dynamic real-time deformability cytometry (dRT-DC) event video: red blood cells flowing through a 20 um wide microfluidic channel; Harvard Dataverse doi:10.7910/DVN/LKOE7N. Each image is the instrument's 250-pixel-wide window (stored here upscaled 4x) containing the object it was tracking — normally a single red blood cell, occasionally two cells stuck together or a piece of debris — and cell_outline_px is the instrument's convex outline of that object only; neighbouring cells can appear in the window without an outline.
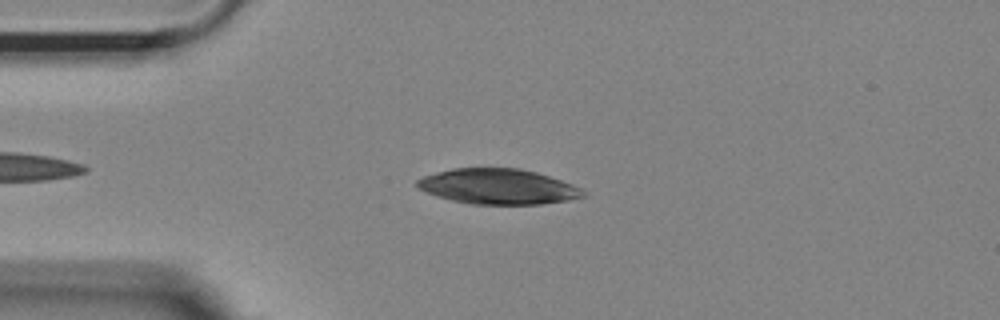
{"species": "Egyptian fruit bat (a non-hibernating species)", "species_latin": "Rousettus aegyptiacus", "temperature_condition": "room temperature", "stored_images_in_passage": 45, "camera_frame_rate_fps": 3000, "um_per_image_px": 0.085, "animal": {"sex": "female"}, "frame": {"image": 1, "passage_image": 8, "time_ms": 2.333, "image_size_px": [1000, 320], "cell_outline_px": [[588, 196], [568, 200], [540, 204], [472, 204], [452, 200], [436, 196], [420, 188], [416, 184], [416, 180], [424, 176], [436, 172], [452, 168], [520, 168], [536, 172], [572, 184], [588, 192]], "centroid_in_image_um": [42.37, 15.85], "position_along_channel_um": 42.6, "area_um2": 34.1}}
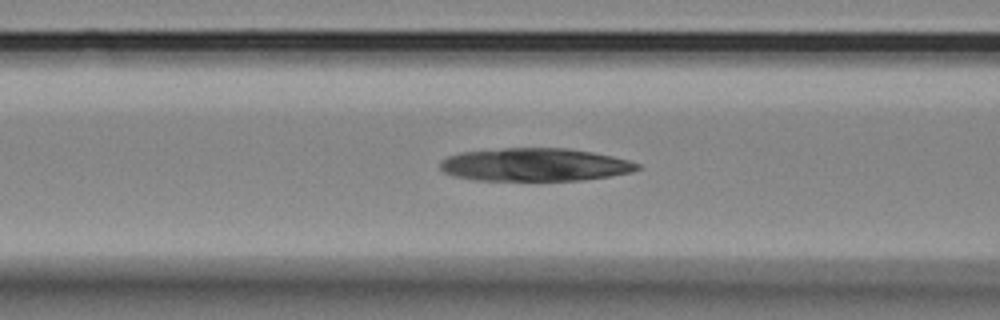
{"frame": {"image": 2, "passage_image": 16, "time_ms": 5.0, "image_size_px": [1000, 320], "cell_outline_px": [[640, 168], [632, 172], [608, 176], [580, 180], [476, 180], [456, 176], [444, 172], [440, 168], [440, 160], [448, 156], [460, 152], [504, 148], [568, 148], [592, 152], [612, 156], [628, 160], [640, 164]], "centroid_in_image_um": [45.45, 13.99], "position_along_channel_um": 121.2, "area_um2": 37.8}}
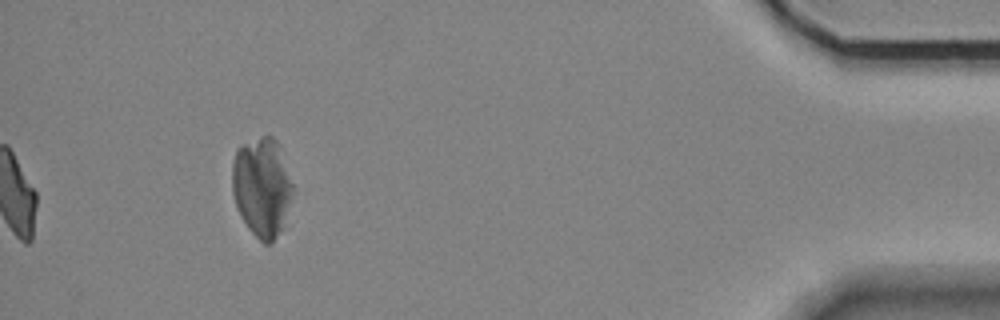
{"frame": {"image": 3, "passage_image": 45, "time_ms": 14.667, "image_size_px": [1000, 320], "cell_outline_px": [[292, 196], [288, 228], [272, 244], [264, 244], [248, 228], [240, 216], [232, 192], [232, 164], [236, 148], [240, 144], [260, 136], [272, 136], [280, 144], [292, 184]], "centroid_in_image_um": [22.3, 15.96], "position_along_channel_um": 412.9, "area_um2": 36.36}}